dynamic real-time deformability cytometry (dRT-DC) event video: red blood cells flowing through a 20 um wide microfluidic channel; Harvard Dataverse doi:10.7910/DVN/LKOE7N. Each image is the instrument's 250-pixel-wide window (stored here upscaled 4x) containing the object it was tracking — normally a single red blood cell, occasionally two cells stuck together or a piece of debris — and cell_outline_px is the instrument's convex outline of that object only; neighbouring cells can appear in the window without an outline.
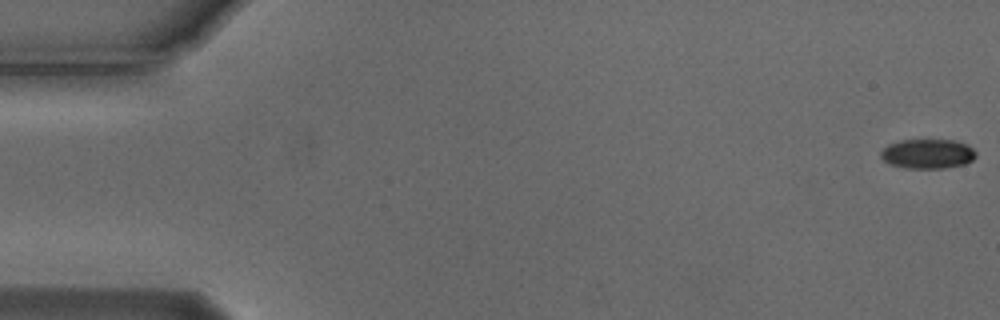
{"species": "Egyptian fruit bat (a non-hibernating species)", "species_latin": "Rousettus aegyptiacus", "temperature_condition": "cold", "stored_images_in_passage": 55, "camera_frame_rate_fps": 3000, "um_per_image_px": 0.085, "animal": {"sex": "male"}, "frame": {"image": 1, "passage_image": 1, "time_ms": 0.0, "image_size_px": [1000, 320], "cell_outline_px": [[976, 156], [972, 160], [964, 164], [944, 168], [904, 168], [888, 164], [880, 156], [880, 152], [888, 144], [900, 140], [956, 140], [968, 144], [976, 152]], "centroid_in_image_um": [78.84, 13.07], "position_along_channel_um": 6.2, "area_um2": 16.53}}
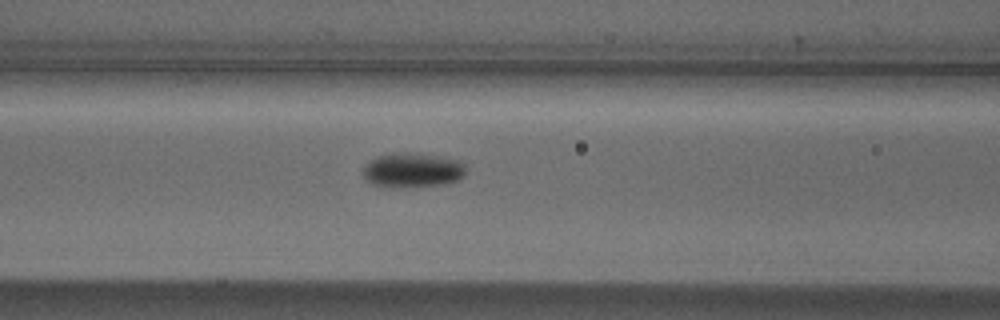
{"frame": {"image": 2, "passage_image": 23, "time_ms": 7.333, "image_size_px": [1000, 320], "cell_outline_px": [[464, 176], [456, 180], [440, 184], [372, 184], [364, 176], [364, 168], [376, 156], [392, 152], [416, 152], [460, 160], [464, 164]], "centroid_in_image_um": [35.1, 14.37], "position_along_channel_um": 131.5, "area_um2": 19.65}}
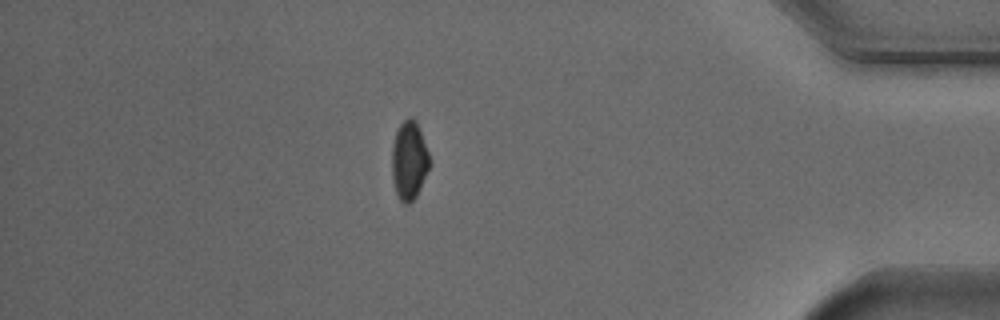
{"frame": {"image": 3, "passage_image": 48, "time_ms": 15.667, "image_size_px": [1000, 320], "cell_outline_px": [[432, 164], [416, 196], [408, 204], [404, 204], [400, 200], [396, 192], [392, 176], [392, 144], [396, 132], [400, 124], [408, 116], [412, 116], [416, 120], [428, 152]], "centroid_in_image_um": [34.79, 13.62], "position_along_channel_um": 400.4, "area_um2": 17.34}, "authors_computed_cell_mechanics": {"area_um2": 17.9758, "velocity_mm_per_s": 3.7375, "shape_relaxation_time_tau1_ms": 2.2612, "shape_relaxation_time_tau2_ms": null, "deformation_change_tau1": 0.0774, "deformation_change_tau2": null}}